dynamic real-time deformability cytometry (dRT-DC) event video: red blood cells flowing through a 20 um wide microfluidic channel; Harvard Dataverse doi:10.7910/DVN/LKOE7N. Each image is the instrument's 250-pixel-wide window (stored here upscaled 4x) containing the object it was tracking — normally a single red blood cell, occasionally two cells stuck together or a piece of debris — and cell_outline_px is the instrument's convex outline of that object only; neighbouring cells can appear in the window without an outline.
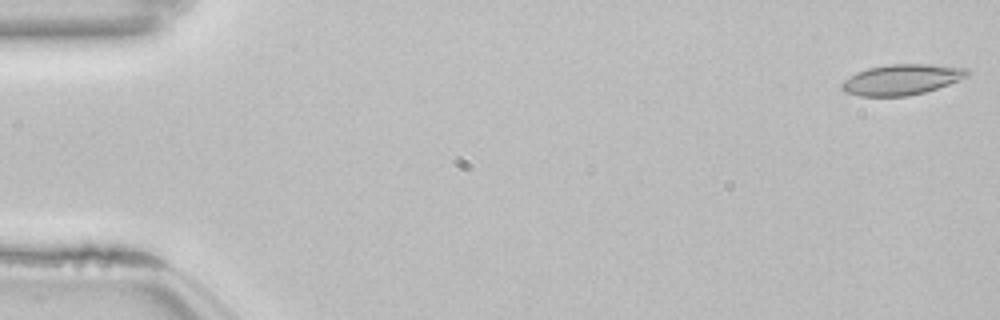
{"species": "common noctule bat (a hibernating species)", "species_latin": "Nyctalus noctula", "temperature_condition": "room temperature", "stored_images_in_passage": 53, "camera_frame_rate_fps": 3000, "um_per_image_px": 0.085, "animal": {"sex": "female", "body_mass_g": 22.7, "forearm_length_mm": 54.2}, "frame": {"image": 1, "passage_image": 1, "time_ms": 0.0, "image_size_px": [1000, 320], "cell_outline_px": [[972, 72], [968, 76], [948, 84], [924, 92], [908, 96], [860, 96], [844, 92], [840, 88], [840, 84], [844, 80], [856, 72], [868, 68], [888, 64], [932, 64], [968, 68]], "centroid_in_image_um": [76.64, 6.76], "position_along_channel_um": 8.4, "area_um2": 22.48}}
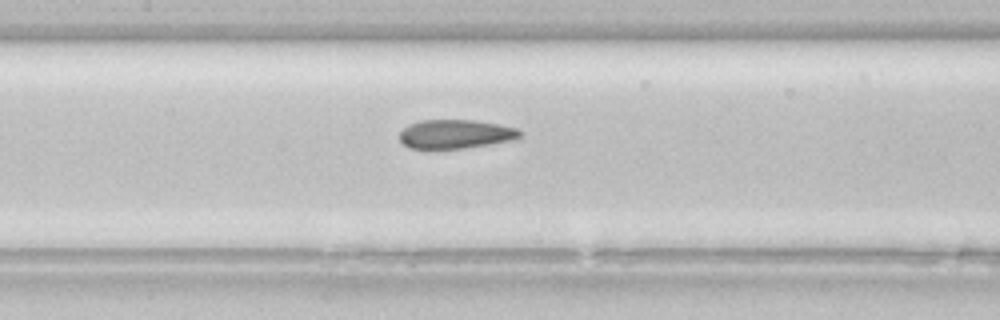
{"frame": {"image": 2, "passage_image": 25, "time_ms": 8.0, "image_size_px": [1000, 320], "cell_outline_px": [[520, 136], [512, 140], [464, 148], [408, 148], [400, 140], [400, 132], [404, 128], [420, 120], [472, 120], [500, 124], [516, 128], [520, 132]], "centroid_in_image_um": [38.71, 11.39], "position_along_channel_um": 168.7, "area_um2": 19.94}}
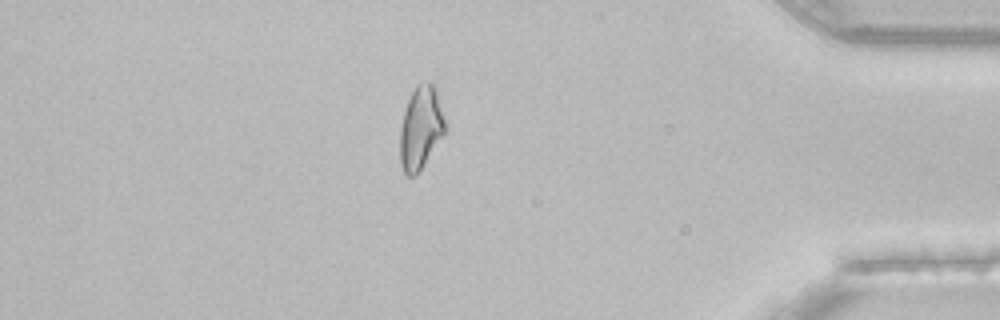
{"frame": {"image": 3, "passage_image": 46, "time_ms": 15.0, "image_size_px": [1000, 320], "cell_outline_px": [[444, 132], [416, 176], [408, 176], [404, 172], [400, 164], [400, 128], [404, 112], [408, 100], [416, 84], [428, 80], [436, 84], [444, 120]], "centroid_in_image_um": [35.74, 10.81], "position_along_channel_um": 399.5, "area_um2": 21.62}, "authors_computed_cell_mechanics": {"area_um2": 21.6172, "velocity_mm_per_s": 3.8569, "shape_relaxation_time_tau1_ms": null, "shape_relaxation_time_tau2_ms": 2.4646, "deformation_change_tau1": null, "deformation_change_tau2": 0.0902}}